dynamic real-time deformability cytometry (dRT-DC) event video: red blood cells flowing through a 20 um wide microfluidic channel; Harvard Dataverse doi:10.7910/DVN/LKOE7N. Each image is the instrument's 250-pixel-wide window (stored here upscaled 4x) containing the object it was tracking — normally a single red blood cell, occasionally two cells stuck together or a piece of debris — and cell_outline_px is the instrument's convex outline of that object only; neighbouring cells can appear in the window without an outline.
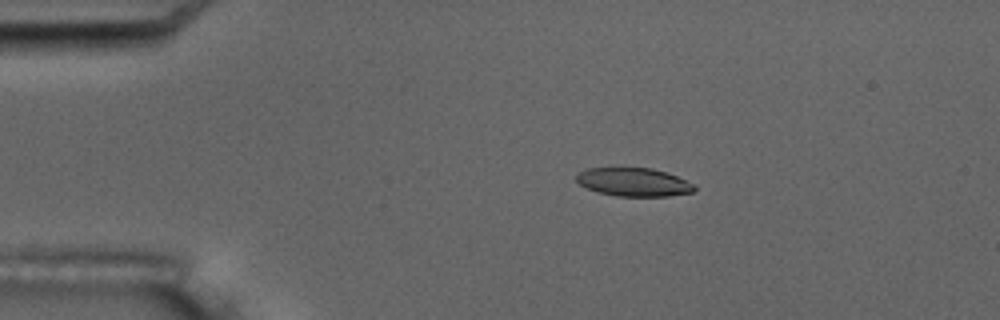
{"species": "common noctule bat (a hibernating species)", "species_latin": "Nyctalus noctula", "temperature_condition": "room temperature", "stored_images_in_passage": 7, "camera_frame_rate_fps": 3000, "um_per_image_px": 0.085, "animal": {"sex": "male", "body_mass_g": 17.5, "forearm_length_mm": 52.3}, "frame": {"image": 1, "passage_image": 4, "time_ms": 3.667, "image_size_px": [1000, 320], "cell_outline_px": [[696, 188], [692, 192], [668, 196], [616, 196], [596, 192], [580, 184], [576, 180], [576, 172], [588, 168], [652, 168], [676, 176], [696, 184]], "centroid_in_image_um": [53.85, 15.48], "position_along_channel_um": 31.2, "area_um2": 19.54}}
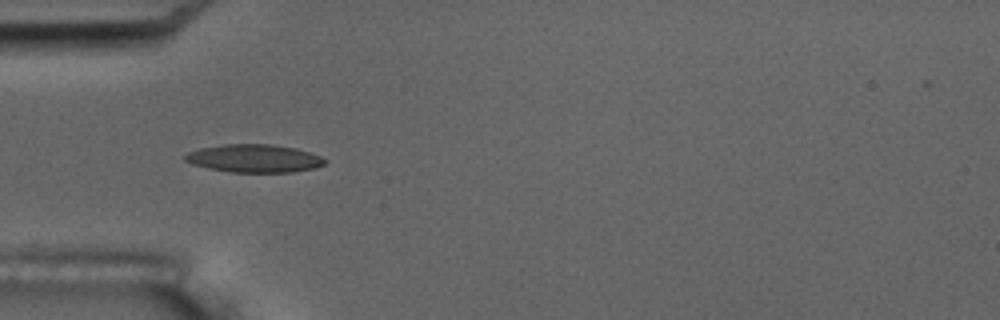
{"frame": {"image": 2, "passage_image": 6, "time_ms": 6.0, "image_size_px": [1000, 320], "cell_outline_px": [[324, 164], [312, 168], [292, 172], [228, 172], [208, 168], [192, 164], [184, 160], [184, 156], [188, 152], [200, 148], [224, 144], [268, 144], [296, 148], [320, 156], [324, 160]], "centroid_in_image_um": [21.54, 13.46], "position_along_channel_um": 63.5, "area_um2": 22.6}}